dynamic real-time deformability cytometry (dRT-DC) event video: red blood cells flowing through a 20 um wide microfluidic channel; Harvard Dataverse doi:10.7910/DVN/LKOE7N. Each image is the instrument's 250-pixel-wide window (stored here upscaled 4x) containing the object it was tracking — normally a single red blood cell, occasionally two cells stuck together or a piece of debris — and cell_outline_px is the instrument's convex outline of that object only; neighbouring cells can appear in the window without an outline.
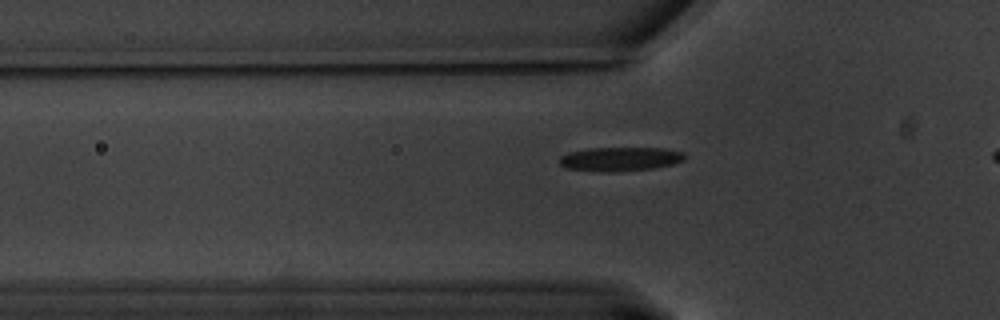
{"species": "common noctule bat (a hibernating species)", "species_latin": "Nyctalus noctula", "temperature_condition": "warm", "stored_images_in_passage": 47, "camera_frame_rate_fps": 3000, "um_per_image_px": 0.085, "animal": {"sex": "male", "body_mass_g": 20.1, "forearm_length_mm": 53.5}, "frame": {"image": 1, "passage_image": 13, "time_ms": 4.0, "image_size_px": [1000, 320], "cell_outline_px": [[684, 160], [672, 164], [652, 168], [616, 172], [600, 172], [564, 168], [560, 164], [560, 156], [568, 152], [588, 148], [664, 148], [684, 152]], "centroid_in_image_um": [52.67, 13.52], "position_along_channel_um": 73.1, "area_um2": 17.63}}
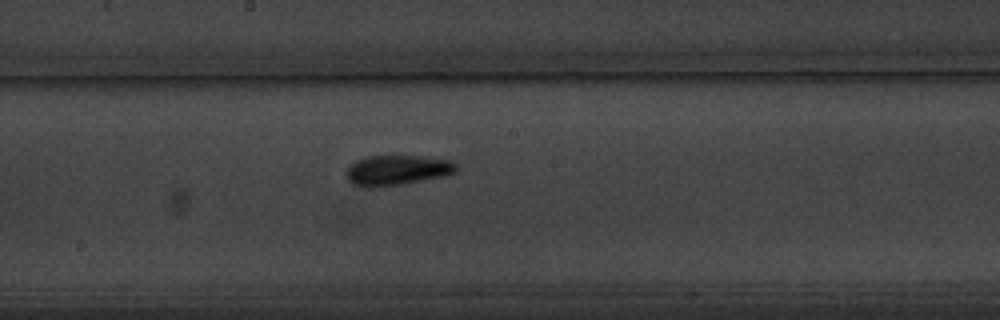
{"frame": {"image": 2, "passage_image": 26, "time_ms": 8.333, "image_size_px": [1000, 320], "cell_outline_px": [[456, 172], [444, 176], [400, 184], [372, 188], [364, 188], [352, 184], [348, 180], [348, 168], [356, 160], [368, 156], [420, 156], [452, 160], [456, 164]], "centroid_in_image_um": [33.75, 14.47], "position_along_channel_um": 214.4, "area_um2": 19.19}}
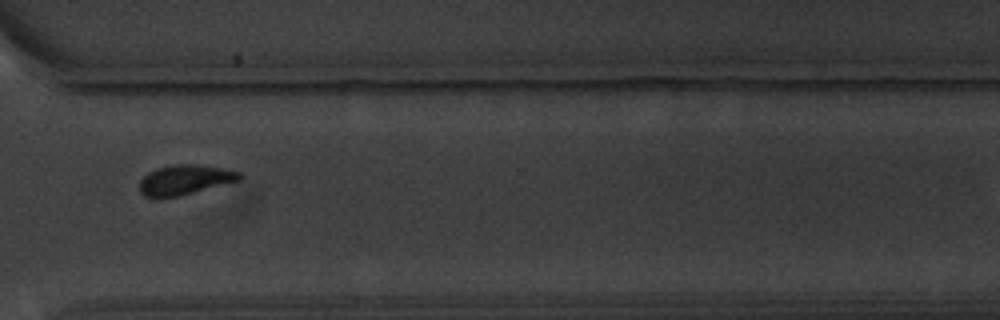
{"frame": {"image": 3, "passage_image": 39, "time_ms": 12.667, "image_size_px": [1000, 320], "cell_outline_px": [[244, 176], [240, 180], [180, 196], [144, 196], [140, 192], [140, 180], [148, 172], [156, 168], [176, 164], [196, 164], [224, 168], [240, 172]], "centroid_in_image_um": [15.75, 15.26], "position_along_channel_um": 354.9, "area_um2": 17.28}}